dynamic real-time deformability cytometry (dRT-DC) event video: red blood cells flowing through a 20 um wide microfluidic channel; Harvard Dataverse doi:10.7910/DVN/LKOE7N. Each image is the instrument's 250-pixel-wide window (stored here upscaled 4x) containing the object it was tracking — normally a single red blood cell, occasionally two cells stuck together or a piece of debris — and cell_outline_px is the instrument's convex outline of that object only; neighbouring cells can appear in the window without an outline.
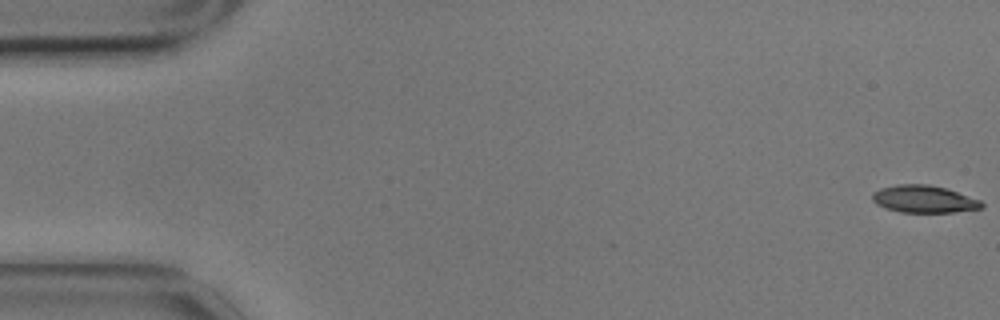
{"species": "common noctule bat (a hibernating species)", "species_latin": "Nyctalus noctula", "temperature_condition": "cold", "stored_images_in_passage": 54, "camera_frame_rate_fps": 3000, "um_per_image_px": 0.085, "animal": {"sex": "male", "body_mass_g": 17.9}, "frame": {"image": 1, "passage_image": 1, "time_ms": 0.0, "image_size_px": [1000, 320], "cell_outline_px": [[984, 208], [952, 212], [900, 212], [884, 208], [876, 204], [872, 200], [872, 192], [880, 188], [896, 184], [928, 184], [944, 188], [980, 200], [984, 204]], "centroid_in_image_um": [78.49, 16.92], "position_along_channel_um": 6.5, "area_um2": 17.4}}
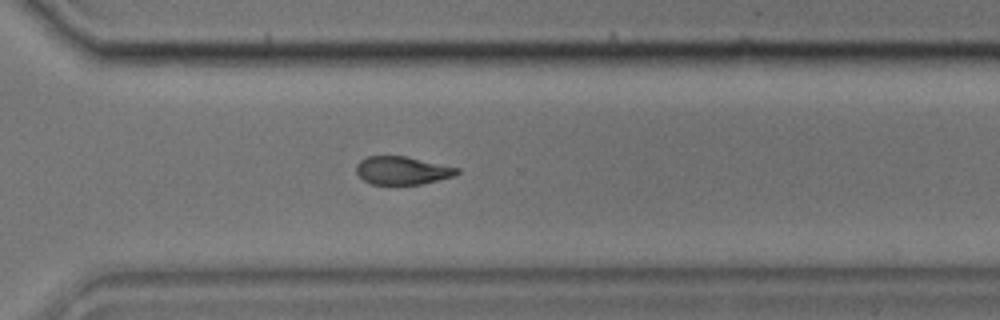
{"frame": {"image": 2, "passage_image": 41, "time_ms": 13.333, "image_size_px": [1000, 320], "cell_outline_px": [[460, 172], [452, 176], [420, 184], [372, 184], [364, 180], [356, 172], [356, 164], [360, 160], [368, 156], [404, 156], [460, 168]], "centroid_in_image_um": [34.16, 14.48], "position_along_channel_um": 336.4, "area_um2": 16.24}}
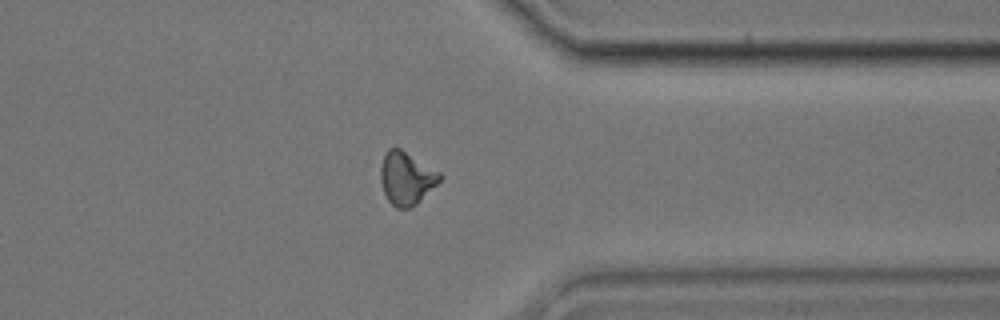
{"frame": {"image": 3, "passage_image": 45, "time_ms": 14.667, "image_size_px": [1000, 320], "cell_outline_px": [[444, 176], [416, 204], [408, 208], [396, 208], [388, 200], [384, 192], [380, 180], [380, 168], [384, 152], [388, 148], [400, 148], [440, 172]], "centroid_in_image_um": [34.52, 15.13], "position_along_channel_um": 376.9, "area_um2": 18.15}, "authors_computed_cell_mechanics": {"area_um2": 18.1203, "velocity_mm_per_s": 3.4851, "shape_relaxation_time_tau1_ms": 2.9226, "shape_relaxation_time_tau2_ms": null, "deformation_change_tau1": 0.1234, "deformation_change_tau2": null}}